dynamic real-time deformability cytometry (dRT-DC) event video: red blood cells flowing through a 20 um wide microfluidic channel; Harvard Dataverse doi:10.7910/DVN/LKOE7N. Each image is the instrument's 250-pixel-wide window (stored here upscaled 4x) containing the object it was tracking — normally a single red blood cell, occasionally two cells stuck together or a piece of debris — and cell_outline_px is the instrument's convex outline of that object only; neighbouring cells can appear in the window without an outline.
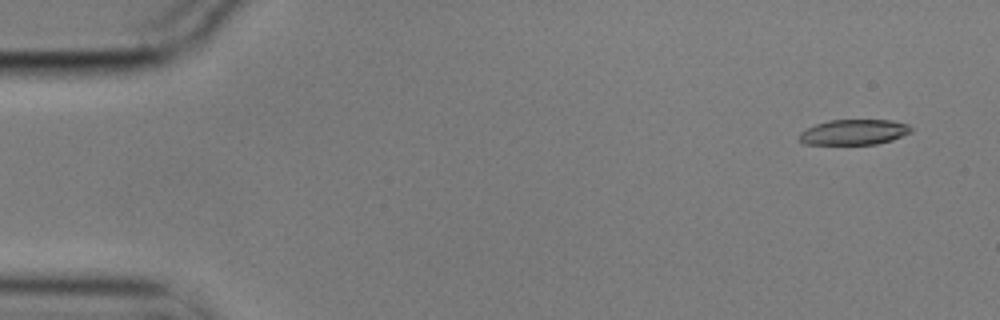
{"species": "common noctule bat (a hibernating species)", "species_latin": "Nyctalus noctula", "temperature_condition": "cold", "stored_images_in_passage": 4, "camera_frame_rate_fps": 3000, "um_per_image_px": 0.085, "animal": {"sex": "male", "body_mass_g": 17.9}, "frame": {"image": 1, "passage_image": 1, "time_ms": 0.0, "image_size_px": [1000, 320], "cell_outline_px": [[912, 132], [892, 140], [876, 144], [804, 144], [796, 140], [800, 132], [816, 124], [828, 120], [892, 120], [908, 124], [912, 128]], "centroid_in_image_um": [72.57, 11.23], "position_along_channel_um": 12.4, "area_um2": 16.65}}